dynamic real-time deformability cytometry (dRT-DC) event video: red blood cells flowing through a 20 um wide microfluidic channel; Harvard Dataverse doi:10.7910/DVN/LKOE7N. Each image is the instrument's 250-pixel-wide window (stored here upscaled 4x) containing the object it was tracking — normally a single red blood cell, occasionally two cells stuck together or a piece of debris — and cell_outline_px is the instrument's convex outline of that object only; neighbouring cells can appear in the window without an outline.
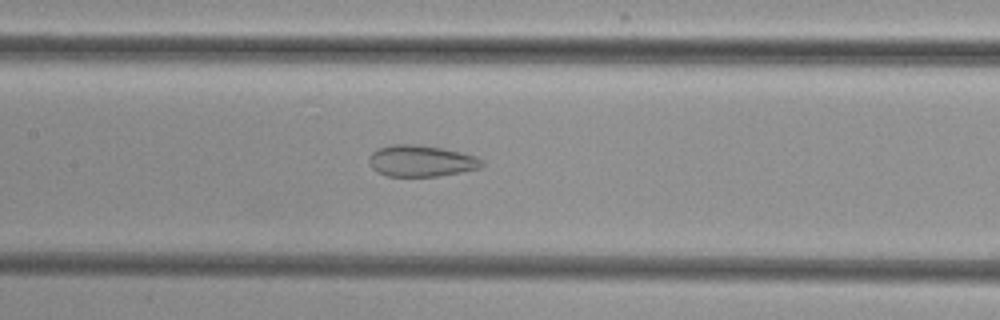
{"species": "common noctule bat (a hibernating species)", "species_latin": "Nyctalus noctula", "temperature_condition": "cold", "stored_images_in_passage": 52, "camera_frame_rate_fps": 3000, "um_per_image_px": 0.085, "animal": {"sex": "female", "body_mass_g": 29.2, "forearm_length_mm": 56.3}, "frame": {"image": 1, "passage_image": 25, "time_ms": 8.0, "image_size_px": [1000, 320], "cell_outline_px": [[484, 164], [480, 168], [460, 172], [436, 176], [388, 176], [372, 168], [368, 160], [372, 152], [376, 148], [392, 144], [416, 144], [440, 148], [460, 152], [476, 156], [484, 160]], "centroid_in_image_um": [35.8, 13.67], "position_along_channel_um": 171.6, "area_um2": 20.58}}
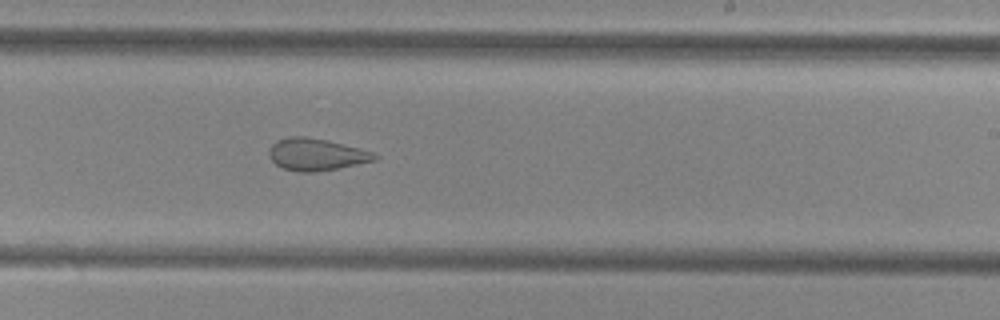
{"frame": {"image": 2, "passage_image": 32, "time_ms": 10.333, "image_size_px": [1000, 320], "cell_outline_px": [[380, 156], [376, 160], [316, 172], [300, 172], [284, 168], [276, 164], [268, 156], [268, 148], [276, 140], [288, 136], [304, 136], [324, 140], [372, 152]], "centroid_in_image_um": [26.82, 13.13], "position_along_channel_um": 262.2, "area_um2": 19.42}}
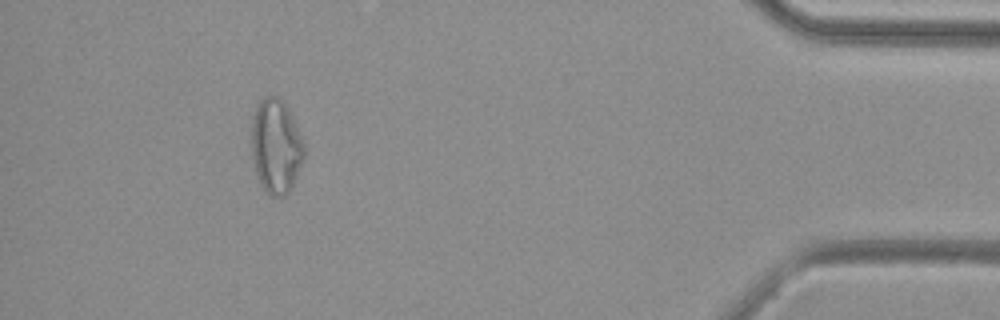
{"frame": {"image": 3, "passage_image": 48, "time_ms": 15.667, "image_size_px": [1000, 320], "cell_outline_px": [[304, 156], [292, 184], [288, 192], [284, 196], [272, 196], [264, 192], [256, 176], [252, 156], [252, 120], [256, 108], [260, 100], [264, 96], [280, 96], [288, 108], [304, 140]], "centroid_in_image_um": [23.45, 12.42], "position_along_channel_um": 411.8, "area_um2": 28.96}}